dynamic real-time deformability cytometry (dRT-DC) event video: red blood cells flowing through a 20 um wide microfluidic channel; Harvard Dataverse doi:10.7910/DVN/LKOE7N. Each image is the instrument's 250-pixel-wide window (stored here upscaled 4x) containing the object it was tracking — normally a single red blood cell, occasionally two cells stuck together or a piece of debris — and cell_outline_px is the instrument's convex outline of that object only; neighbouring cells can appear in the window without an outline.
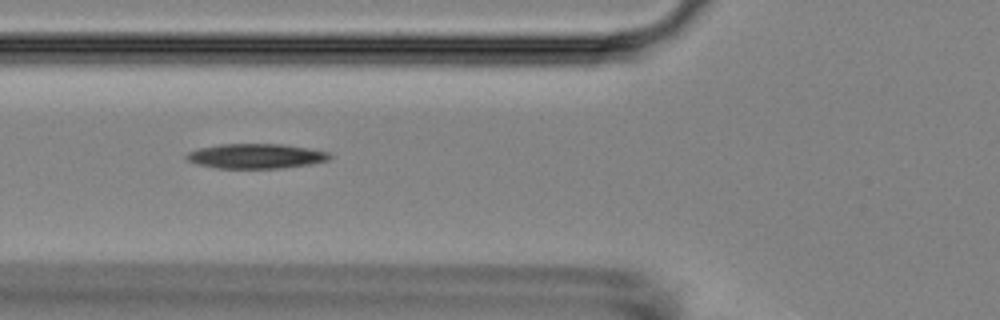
{"species": "Egyptian fruit bat (a non-hibernating species)", "species_latin": "Rousettus aegyptiacus", "temperature_condition": "room temperature", "stored_images_in_passage": 15, "camera_frame_rate_fps": 3000, "um_per_image_px": 0.085, "animal": {"sex": "female"}, "frame": {"image": 1, "passage_image": 6, "time_ms": 6.333, "image_size_px": [1000, 320], "cell_outline_px": [[332, 156], [328, 160], [312, 164], [280, 168], [216, 168], [196, 164], [188, 160], [184, 156], [188, 152], [196, 148], [220, 144], [280, 144], [308, 148], [328, 152]], "centroid_in_image_um": [21.72, 13.27], "position_along_channel_um": 104.1, "area_um2": 20.75}}
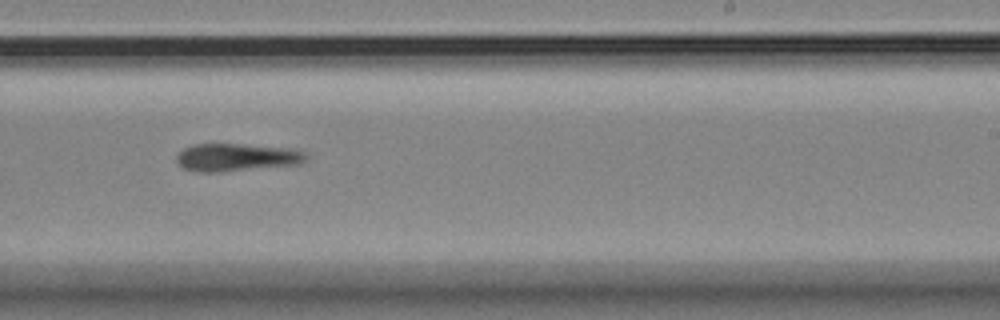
{"frame": {"image": 2, "passage_image": 10, "time_ms": 11.0, "image_size_px": [1000, 320], "cell_outline_px": [[308, 160], [300, 164], [220, 172], [200, 172], [184, 168], [176, 160], [176, 156], [184, 148], [192, 144], [240, 144], [288, 148], [304, 152], [308, 156]], "centroid_in_image_um": [20.12, 13.37], "position_along_channel_um": 268.9, "area_um2": 20.87}}
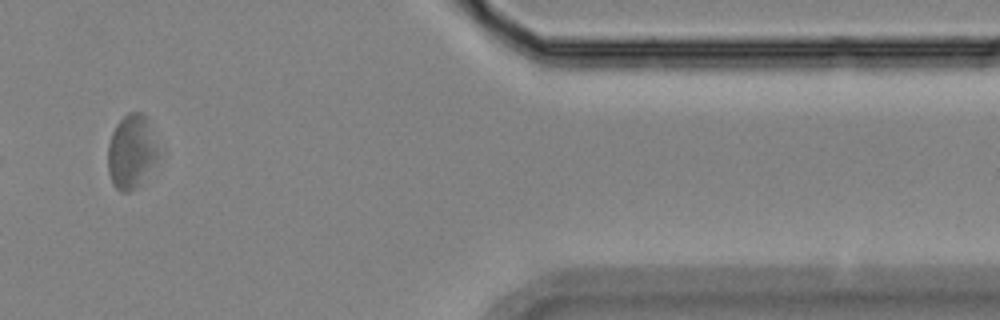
{"frame": {"image": 3, "passage_image": 13, "time_ms": 15.667, "image_size_px": [1000, 320], "cell_outline_px": [[160, 156], [136, 184], [128, 192], [120, 192], [112, 184], [108, 172], [108, 144], [112, 132], [116, 124], [128, 112], [144, 112], [148, 120], [160, 152]], "centroid_in_image_um": [11.15, 12.83], "position_along_channel_um": 400.2, "area_um2": 21.44}}